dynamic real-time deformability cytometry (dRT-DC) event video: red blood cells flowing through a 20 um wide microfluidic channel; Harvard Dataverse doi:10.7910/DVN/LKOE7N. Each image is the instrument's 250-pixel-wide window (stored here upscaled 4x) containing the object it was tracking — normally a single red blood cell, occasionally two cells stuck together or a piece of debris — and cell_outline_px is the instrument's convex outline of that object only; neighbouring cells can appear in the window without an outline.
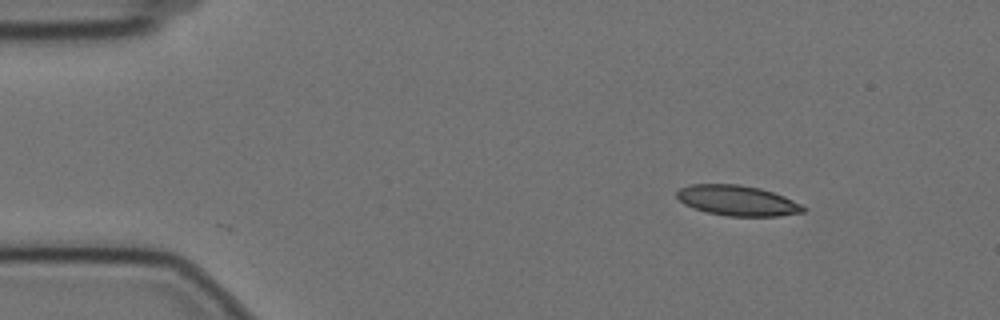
{"species": "Egyptian fruit bat (a non-hibernating species)", "species_latin": "Rousettus aegyptiacus", "temperature_condition": "cold", "stored_images_in_passage": 35, "camera_frame_rate_fps": 3000, "um_per_image_px": 0.085, "animal": {"sex": "female"}, "frame": {"image": 1, "passage_image": 1, "time_ms": 0.0, "image_size_px": [1000, 320], "cell_outline_px": [[808, 208], [804, 212], [780, 216], [728, 216], [708, 212], [692, 208], [684, 204], [676, 196], [676, 192], [680, 188], [688, 184], [740, 184], [760, 188], [784, 196]], "centroid_in_image_um": [62.67, 17.04], "position_along_channel_um": 22.3, "area_um2": 22.43}}
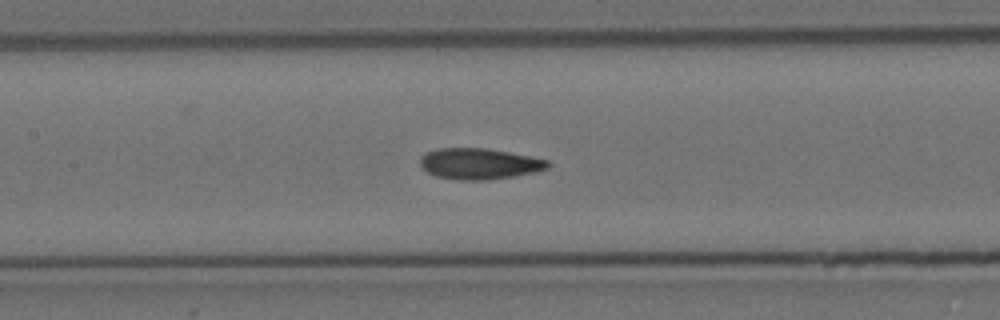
{"frame": {"image": 2, "passage_image": 20, "time_ms": 6.333, "image_size_px": [1000, 320], "cell_outline_px": [[548, 168], [536, 172], [516, 176], [488, 180], [460, 180], [436, 176], [420, 168], [420, 156], [424, 152], [436, 148], [484, 148], [508, 152], [548, 160]], "centroid_in_image_um": [40.68, 13.92], "position_along_channel_um": 166.7, "area_um2": 23.18}}
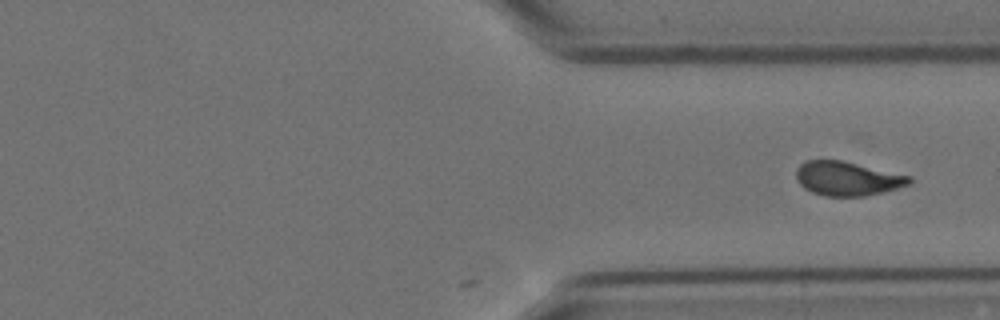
{"frame": {"image": 3, "passage_image": 35, "time_ms": 11.333, "image_size_px": [1000, 320], "cell_outline_px": [[912, 184], [864, 196], [824, 196], [812, 192], [804, 188], [796, 180], [796, 168], [804, 160], [840, 160], [912, 176]], "centroid_in_image_um": [72.0, 15.17], "position_along_channel_um": 339.4, "area_um2": 22.48}}